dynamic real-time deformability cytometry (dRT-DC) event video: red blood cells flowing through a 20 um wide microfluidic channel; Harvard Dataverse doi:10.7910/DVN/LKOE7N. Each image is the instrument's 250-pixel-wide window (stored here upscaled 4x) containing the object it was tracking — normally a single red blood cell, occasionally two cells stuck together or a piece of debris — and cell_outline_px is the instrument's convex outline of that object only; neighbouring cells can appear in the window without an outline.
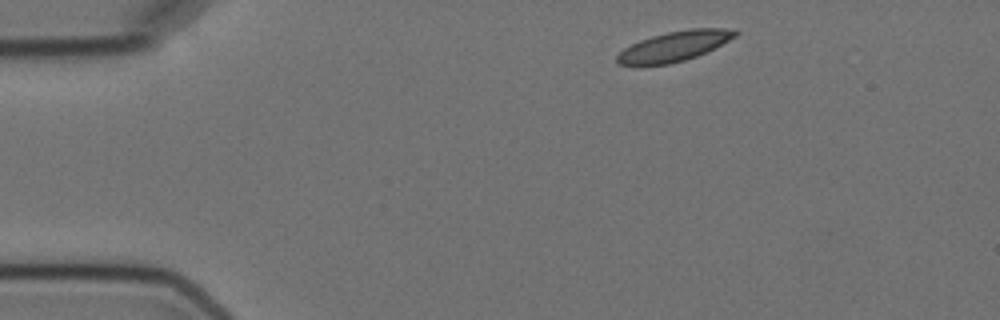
{"species": "Egyptian fruit bat (a non-hibernating species)", "species_latin": "Rousettus aegyptiacus", "temperature_condition": "cold", "stored_images_in_passage": 8, "camera_frame_rate_fps": 3000, "um_per_image_px": 0.085, "animal": {"sex": "female"}, "frame": {"image": 1, "passage_image": 1, "time_ms": 0.0, "image_size_px": [1000, 320], "cell_outline_px": [[740, 32], [736, 36], [696, 56], [684, 60], [668, 64], [640, 68], [636, 68], [616, 64], [616, 56], [624, 48], [640, 40], [652, 36], [668, 32], [688, 28], [736, 28]], "centroid_in_image_um": [57.23, 3.96], "position_along_channel_um": 27.8, "area_um2": 21.1}}
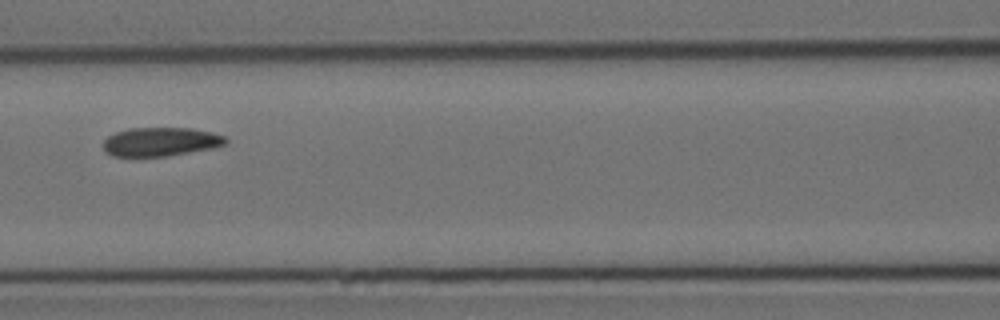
{"frame": {"image": 2, "passage_image": 5, "time_ms": 5.333, "image_size_px": [1000, 320], "cell_outline_px": [[228, 140], [224, 144], [212, 148], [168, 156], [112, 156], [104, 148], [104, 140], [108, 136], [116, 132], [128, 128], [192, 128], [212, 132], [224, 136]], "centroid_in_image_um": [13.66, 12.04], "position_along_channel_um": 152.9, "area_um2": 20.4}}
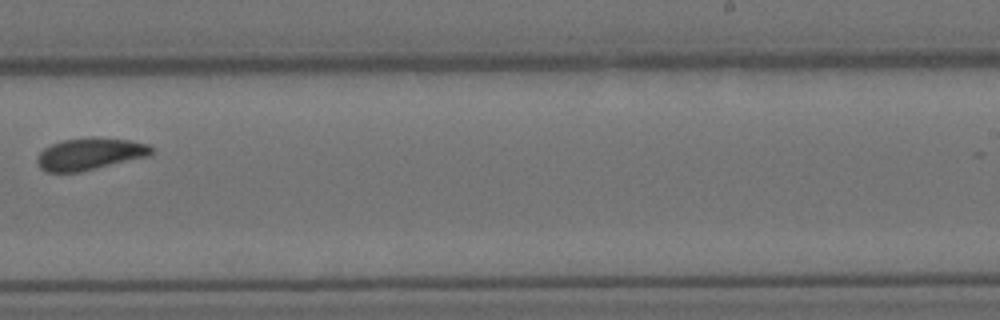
{"frame": {"image": 3, "passage_image": 8, "time_ms": 9.0, "image_size_px": [1000, 320], "cell_outline_px": [[152, 152], [148, 156], [80, 172], [44, 172], [40, 168], [36, 160], [40, 152], [44, 148], [52, 144], [64, 140], [92, 136], [128, 140], [148, 144], [152, 148]], "centroid_in_image_um": [7.61, 13.08], "position_along_channel_um": 281.4, "area_um2": 21.27}}